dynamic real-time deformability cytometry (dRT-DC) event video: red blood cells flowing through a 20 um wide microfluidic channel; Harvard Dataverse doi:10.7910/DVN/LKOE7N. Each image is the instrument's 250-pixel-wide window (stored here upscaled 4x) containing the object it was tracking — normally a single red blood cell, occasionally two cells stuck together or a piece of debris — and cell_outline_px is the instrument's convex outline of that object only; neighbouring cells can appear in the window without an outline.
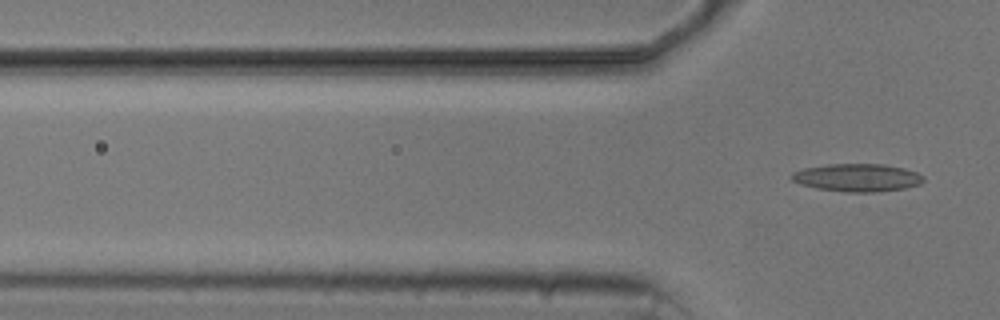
{"species": "common noctule bat (a hibernating species)", "species_latin": "Nyctalus noctula", "temperature_condition": "cold", "stored_images_in_passage": 4, "camera_frame_rate_fps": 3000, "um_per_image_px": 0.085, "animal": {"sex": "male", "body_mass_g": 20.5, "forearm_length_mm": 52.5}, "frame": {"image": 1, "passage_image": 4, "time_ms": 4.667, "image_size_px": [1000, 320], "cell_outline_px": [[924, 180], [920, 184], [904, 188], [876, 192], [844, 192], [816, 188], [800, 184], [792, 180], [792, 172], [804, 168], [828, 164], [884, 164], [904, 168], [916, 172], [924, 176]], "centroid_in_image_um": [72.87, 15.1], "position_along_channel_um": 52.9, "area_um2": 21.39}}